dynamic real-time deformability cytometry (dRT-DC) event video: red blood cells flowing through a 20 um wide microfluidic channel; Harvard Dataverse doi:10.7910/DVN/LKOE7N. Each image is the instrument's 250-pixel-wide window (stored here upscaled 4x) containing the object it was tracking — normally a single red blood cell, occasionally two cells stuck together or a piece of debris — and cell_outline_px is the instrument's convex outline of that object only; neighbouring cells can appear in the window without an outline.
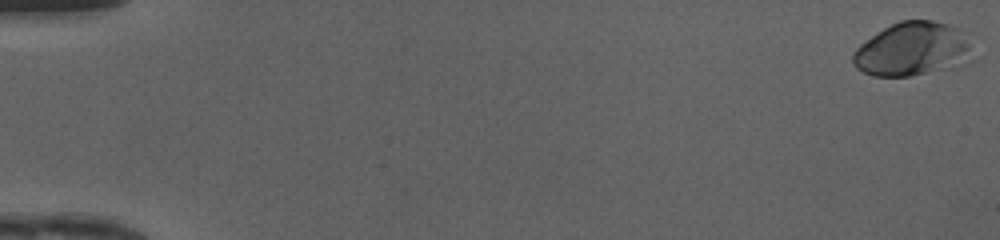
{"species": "human", "species_latin": "Homo sapiens", "temperature_condition": "cold", "stored_images_in_passage": 50, "camera_frame_rate_fps": 3000, "um_per_image_px": 0.085, "donor": {"sex": "female"}, "frame": {"image": 1, "passage_image": 1, "time_ms": 0.0, "image_size_px": [1000, 240], "cell_outline_px": [[980, 56], [968, 64], [908, 76], [872, 76], [856, 68], [852, 64], [852, 52], [860, 44], [884, 28], [900, 20], [932, 20], [948, 24], [956, 28]], "centroid_in_image_um": [77.61, 4.2], "position_along_channel_um": 7.4, "area_um2": 37.8}}
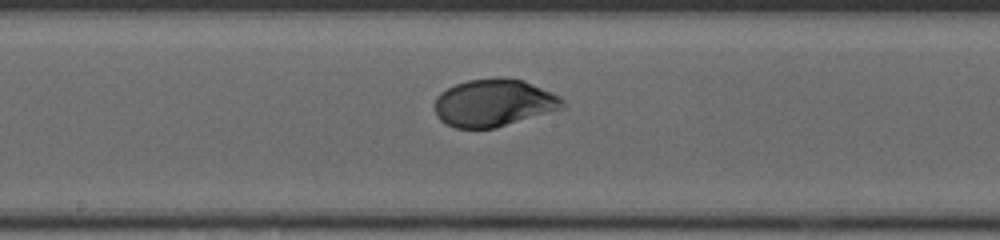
{"frame": {"image": 2, "passage_image": 28, "time_ms": 9.0, "image_size_px": [1000, 240], "cell_outline_px": [[564, 108], [496, 128], [456, 128], [440, 120], [436, 116], [432, 104], [436, 96], [440, 92], [456, 84], [468, 80], [496, 76], [524, 80], [560, 96], [564, 100]], "centroid_in_image_um": [41.95, 8.73], "position_along_channel_um": 206.3, "area_um2": 35.72}}
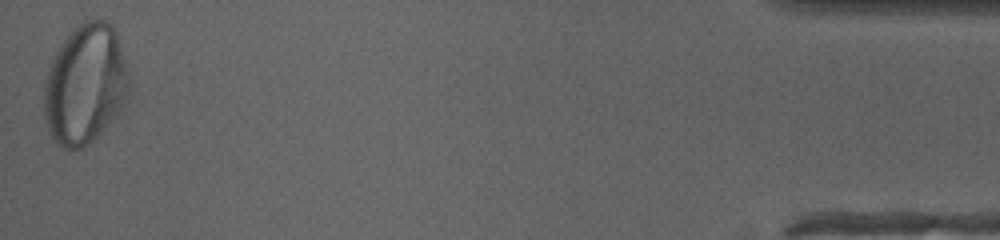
{"frame": {"image": 3, "passage_image": 50, "time_ms": 16.333, "image_size_px": [1000, 240], "cell_outline_px": [[132, 88], [128, 100], [116, 116], [88, 144], [80, 148], [64, 148], [56, 144], [48, 128], [44, 116], [44, 80], [48, 68], [60, 44], [84, 20], [104, 20], [116, 32], [128, 68]], "centroid_in_image_um": [7.27, 7.19], "position_along_channel_um": 427.9, "area_um2": 59.48}, "authors_computed_cell_mechanics": {"area_um2": 35.1424, "velocity_mm_per_s": 4.1672, "shape_relaxation_time_tau1_ms": 3.3309, "shape_relaxation_time_tau2_ms": null, "deformation_change_tau1": 0.1643, "deformation_change_tau2": null}}